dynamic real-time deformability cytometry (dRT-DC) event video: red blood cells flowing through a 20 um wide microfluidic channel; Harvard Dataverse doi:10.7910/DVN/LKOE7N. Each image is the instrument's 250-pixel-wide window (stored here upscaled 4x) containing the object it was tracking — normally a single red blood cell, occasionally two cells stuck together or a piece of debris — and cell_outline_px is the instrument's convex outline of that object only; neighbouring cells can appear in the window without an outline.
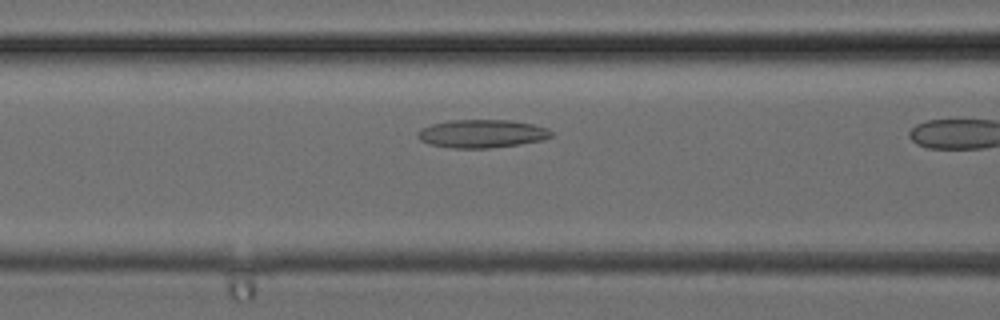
{"species": "common noctule bat (a hibernating species)", "species_latin": "Nyctalus noctula", "temperature_condition": "cold", "stored_images_in_passage": 11, "camera_frame_rate_fps": 3000, "um_per_image_px": 0.085, "animal": {"sex": "female", "body_mass_g": 24.6, "forearm_length_mm": 56.2}, "frame": {"image": 1, "passage_image": 10, "time_ms": 3.0, "image_size_px": [1000, 320], "cell_outline_px": [[552, 136], [544, 140], [488, 148], [452, 148], [428, 144], [420, 140], [416, 136], [416, 132], [420, 128], [432, 124], [448, 120], [512, 120], [532, 124], [548, 128], [552, 132]], "centroid_in_image_um": [40.92, 11.35], "position_along_channel_um": 125.7, "area_um2": 22.02}}